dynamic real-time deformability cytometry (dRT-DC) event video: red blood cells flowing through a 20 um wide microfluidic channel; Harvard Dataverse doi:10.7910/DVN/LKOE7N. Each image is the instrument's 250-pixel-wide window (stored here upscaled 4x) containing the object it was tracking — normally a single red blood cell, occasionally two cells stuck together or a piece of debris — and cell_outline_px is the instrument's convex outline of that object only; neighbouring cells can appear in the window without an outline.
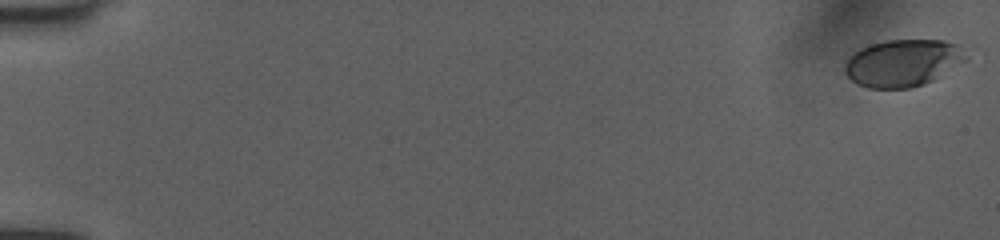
{"species": "human", "species_latin": "Homo sapiens", "temperature_condition": "room temperature", "stored_images_in_passage": 52, "camera_frame_rate_fps": 3000, "um_per_image_px": 0.085, "donor": {"sex": "female"}, "frame": {"image": 1, "passage_image": 1, "time_ms": 0.0, "image_size_px": [1000, 240], "cell_outline_px": [[968, 60], [932, 80], [924, 84], [912, 88], [868, 88], [856, 84], [844, 72], [844, 64], [848, 56], [860, 48], [872, 44], [888, 40], [944, 40], [956, 44], [968, 56]], "centroid_in_image_um": [76.72, 5.35], "position_along_channel_um": 8.3, "area_um2": 33.35}}
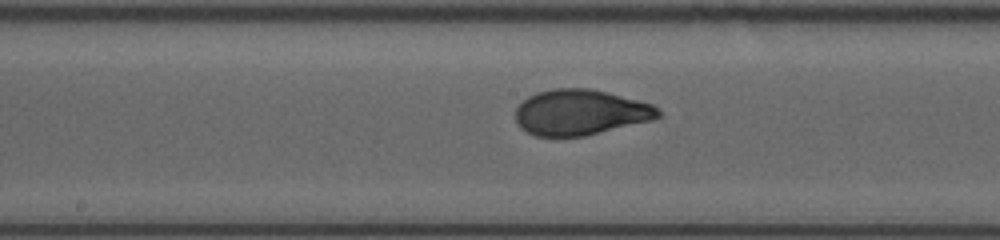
{"frame": {"image": 2, "passage_image": 29, "time_ms": 9.333, "image_size_px": [1000, 240], "cell_outline_px": [[664, 116], [652, 120], [584, 136], [536, 136], [520, 128], [516, 124], [516, 108], [528, 96], [536, 92], [552, 88], [588, 88], [608, 92], [652, 104]], "centroid_in_image_um": [49.32, 9.54], "position_along_channel_um": 198.9, "area_um2": 37.92}}
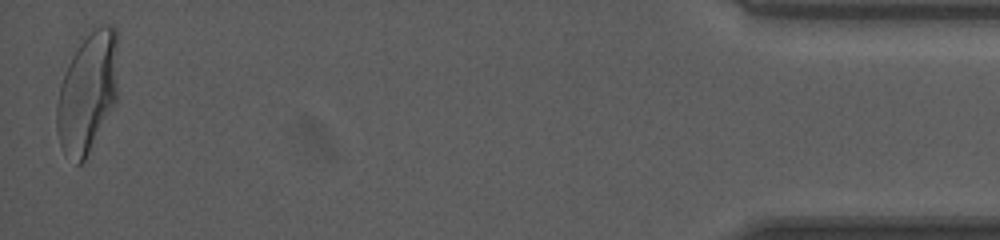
{"frame": {"image": 3, "passage_image": 52, "time_ms": 17.0, "image_size_px": [1000, 240], "cell_outline_px": [[116, 104], [84, 160], [80, 164], [76, 164], [64, 156], [56, 132], [56, 104], [60, 84], [68, 64], [72, 56], [80, 44], [92, 28], [104, 24], [112, 24], [116, 28]], "centroid_in_image_um": [7.41, 7.9], "position_along_channel_um": 427.8, "area_um2": 43.0}, "authors_computed_cell_mechanics": {"area_um2": 37.5989, "velocity_mm_per_s": 4.0282, "shape_relaxation_time_tau1_ms": 4.9315, "shape_relaxation_time_tau2_ms": null, "deformation_change_tau1": 0.1844, "deformation_change_tau2": null}}